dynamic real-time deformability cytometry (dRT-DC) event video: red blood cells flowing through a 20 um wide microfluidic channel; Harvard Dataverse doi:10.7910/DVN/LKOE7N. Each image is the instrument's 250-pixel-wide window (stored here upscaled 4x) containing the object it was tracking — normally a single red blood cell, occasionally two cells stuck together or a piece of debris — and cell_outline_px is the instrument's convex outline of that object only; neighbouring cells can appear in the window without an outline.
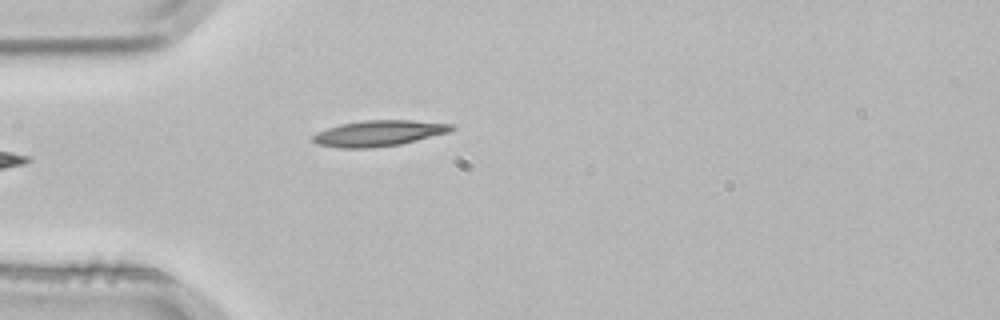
{"species": "common noctule bat (a hibernating species)", "species_latin": "Nyctalus noctula", "temperature_condition": "room temperature", "stored_images_in_passage": 3, "camera_frame_rate_fps": 3000, "um_per_image_px": 0.085, "animal": {"sex": "male", "body_mass_g": 21.5, "forearm_length_mm": 52.0}, "frame": {"image": 1, "passage_image": 3, "time_ms": 0.667, "image_size_px": [1000, 320], "cell_outline_px": [[456, 128], [448, 132], [400, 144], [372, 148], [340, 148], [316, 144], [312, 140], [312, 136], [316, 132], [340, 124], [364, 120], [412, 120], [452, 124]], "centroid_in_image_um": [32.16, 11.33], "position_along_channel_um": 52.8, "area_um2": 20.81}}